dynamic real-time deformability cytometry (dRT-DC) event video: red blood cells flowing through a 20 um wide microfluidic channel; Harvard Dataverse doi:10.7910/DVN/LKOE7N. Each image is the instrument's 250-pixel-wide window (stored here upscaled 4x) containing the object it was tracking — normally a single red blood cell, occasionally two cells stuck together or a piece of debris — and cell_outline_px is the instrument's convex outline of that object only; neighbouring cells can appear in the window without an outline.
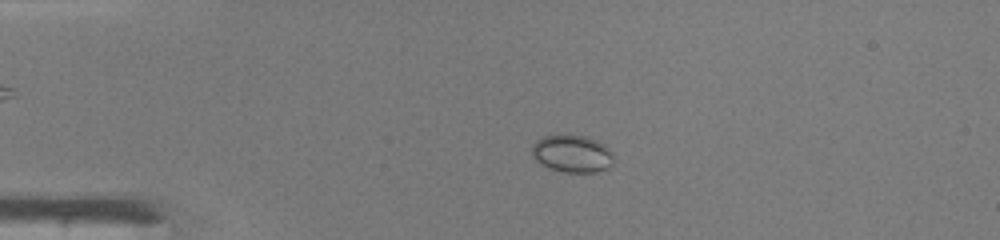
{"species": "common noctule bat (a hibernating species)", "species_latin": "Nyctalus noctula", "temperature_condition": "warm", "stored_images_in_passage": 46, "camera_frame_rate_fps": 3000, "um_per_image_px": 0.085, "animal": {"sex": "male", "body_mass_g": 19.0, "forearm_length_mm": 50.8}, "frame": {"image": 1, "passage_image": 10, "time_ms": 3.0, "image_size_px": [1000, 240], "cell_outline_px": [[612, 164], [608, 168], [596, 172], [564, 172], [548, 168], [536, 160], [532, 156], [532, 144], [536, 140], [544, 136], [568, 132], [588, 136], [604, 144], [612, 152]], "centroid_in_image_um": [48.61, 13.02], "position_along_channel_um": 36.4, "area_um2": 18.32}}
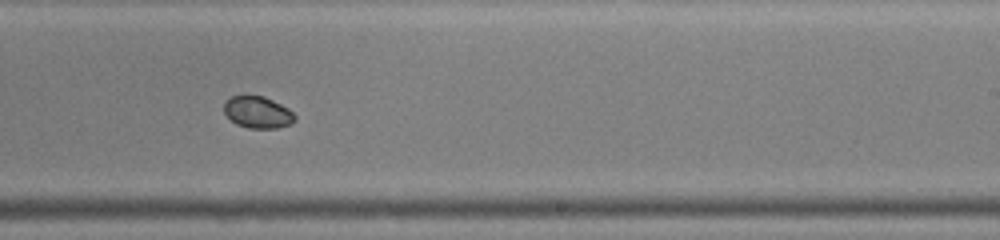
{"frame": {"image": 2, "passage_image": 29, "time_ms": 9.333, "image_size_px": [1000, 240], "cell_outline_px": [[296, 120], [292, 124], [276, 128], [248, 128], [236, 124], [224, 112], [224, 104], [232, 96], [264, 96], [288, 108], [296, 116]], "centroid_in_image_um": [21.94, 9.56], "position_along_channel_um": 267.1, "area_um2": 13.01}}
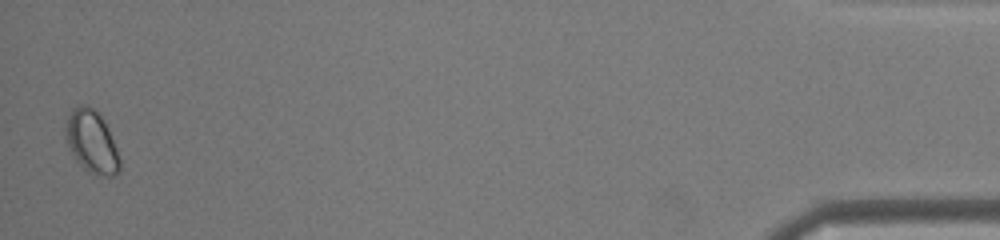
{"frame": {"image": 3, "passage_image": 46, "time_ms": 15.0, "image_size_px": [1000, 240], "cell_outline_px": [[120, 172], [112, 176], [108, 176], [88, 172], [76, 160], [68, 144], [64, 132], [64, 124], [72, 108], [80, 104], [84, 104], [100, 112], [108, 128], [116, 148], [120, 160]], "centroid_in_image_um": [7.78, 12.01], "position_along_channel_um": 427.4, "area_um2": 19.77}}